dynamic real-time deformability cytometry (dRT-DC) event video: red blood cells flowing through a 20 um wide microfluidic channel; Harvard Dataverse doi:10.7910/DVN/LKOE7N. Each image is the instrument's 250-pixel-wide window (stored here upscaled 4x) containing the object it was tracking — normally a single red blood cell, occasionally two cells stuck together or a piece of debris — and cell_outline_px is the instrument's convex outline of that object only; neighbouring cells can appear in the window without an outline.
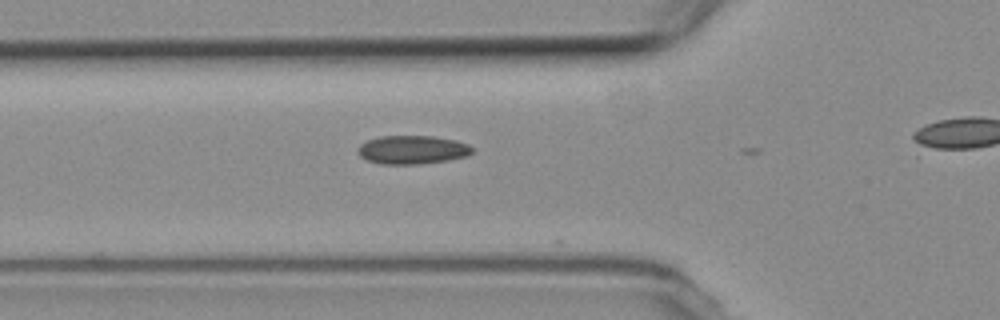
{"species": "common noctule bat (a hibernating species)", "species_latin": "Nyctalus noctula", "temperature_condition": "room temperature", "stored_images_in_passage": 3, "segment_of_instrument_passage": [1, 2], "camera_frame_rate_fps": 3000, "um_per_image_px": 0.085, "animal": {"sex": "female", "body_mass_g": 19.3, "forearm_length_mm": 54.1}, "frame": {"image": 1, "passage_image": 2, "time_ms": 1.0, "image_size_px": [1000, 320], "cell_outline_px": [[472, 152], [468, 156], [448, 160], [420, 164], [380, 164], [368, 160], [360, 156], [356, 152], [356, 148], [360, 144], [368, 140], [380, 136], [432, 136], [456, 140], [468, 144], [472, 148]], "centroid_in_image_um": [35.03, 12.73], "position_along_channel_um": 90.8, "area_um2": 19.13}}